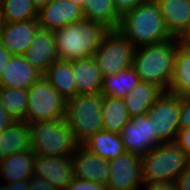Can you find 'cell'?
Returning <instances> with one entry per match:
<instances>
[{
	"mask_svg": "<svg viewBox=\"0 0 190 190\" xmlns=\"http://www.w3.org/2000/svg\"><path fill=\"white\" fill-rule=\"evenodd\" d=\"M117 30L135 48L173 39L156 0H146L123 14Z\"/></svg>",
	"mask_w": 190,
	"mask_h": 190,
	"instance_id": "6da1fadb",
	"label": "cell"
},
{
	"mask_svg": "<svg viewBox=\"0 0 190 190\" xmlns=\"http://www.w3.org/2000/svg\"><path fill=\"white\" fill-rule=\"evenodd\" d=\"M177 54V38L135 49L132 67L140 81L155 84L169 91Z\"/></svg>",
	"mask_w": 190,
	"mask_h": 190,
	"instance_id": "7a4b0ae2",
	"label": "cell"
},
{
	"mask_svg": "<svg viewBox=\"0 0 190 190\" xmlns=\"http://www.w3.org/2000/svg\"><path fill=\"white\" fill-rule=\"evenodd\" d=\"M109 30L101 23L86 19L54 31L57 56L63 61L92 57Z\"/></svg>",
	"mask_w": 190,
	"mask_h": 190,
	"instance_id": "3957f363",
	"label": "cell"
},
{
	"mask_svg": "<svg viewBox=\"0 0 190 190\" xmlns=\"http://www.w3.org/2000/svg\"><path fill=\"white\" fill-rule=\"evenodd\" d=\"M31 149L37 155L70 157L81 143L66 119L28 123Z\"/></svg>",
	"mask_w": 190,
	"mask_h": 190,
	"instance_id": "277c9868",
	"label": "cell"
},
{
	"mask_svg": "<svg viewBox=\"0 0 190 190\" xmlns=\"http://www.w3.org/2000/svg\"><path fill=\"white\" fill-rule=\"evenodd\" d=\"M188 165V156L175 142L161 143L141 156L143 183L176 181Z\"/></svg>",
	"mask_w": 190,
	"mask_h": 190,
	"instance_id": "5b68a950",
	"label": "cell"
},
{
	"mask_svg": "<svg viewBox=\"0 0 190 190\" xmlns=\"http://www.w3.org/2000/svg\"><path fill=\"white\" fill-rule=\"evenodd\" d=\"M104 95L78 94L67 100L66 122L82 144L96 132L103 130L101 116Z\"/></svg>",
	"mask_w": 190,
	"mask_h": 190,
	"instance_id": "8992f818",
	"label": "cell"
},
{
	"mask_svg": "<svg viewBox=\"0 0 190 190\" xmlns=\"http://www.w3.org/2000/svg\"><path fill=\"white\" fill-rule=\"evenodd\" d=\"M66 107L67 99L42 76L28 89L25 121L30 123L64 119Z\"/></svg>",
	"mask_w": 190,
	"mask_h": 190,
	"instance_id": "52a82bcc",
	"label": "cell"
},
{
	"mask_svg": "<svg viewBox=\"0 0 190 190\" xmlns=\"http://www.w3.org/2000/svg\"><path fill=\"white\" fill-rule=\"evenodd\" d=\"M135 49L118 30H109L103 36L93 58L102 76L117 74L132 67Z\"/></svg>",
	"mask_w": 190,
	"mask_h": 190,
	"instance_id": "ba28073f",
	"label": "cell"
},
{
	"mask_svg": "<svg viewBox=\"0 0 190 190\" xmlns=\"http://www.w3.org/2000/svg\"><path fill=\"white\" fill-rule=\"evenodd\" d=\"M154 135L161 143L175 142L180 129V96L164 92L148 109Z\"/></svg>",
	"mask_w": 190,
	"mask_h": 190,
	"instance_id": "9c48e42d",
	"label": "cell"
},
{
	"mask_svg": "<svg viewBox=\"0 0 190 190\" xmlns=\"http://www.w3.org/2000/svg\"><path fill=\"white\" fill-rule=\"evenodd\" d=\"M110 176L107 190H141L143 185L141 156L126 152L109 160Z\"/></svg>",
	"mask_w": 190,
	"mask_h": 190,
	"instance_id": "30bf717a",
	"label": "cell"
},
{
	"mask_svg": "<svg viewBox=\"0 0 190 190\" xmlns=\"http://www.w3.org/2000/svg\"><path fill=\"white\" fill-rule=\"evenodd\" d=\"M126 152L139 156L147 154L161 144L154 135L152 120L147 114L130 118L120 133Z\"/></svg>",
	"mask_w": 190,
	"mask_h": 190,
	"instance_id": "8fae6325",
	"label": "cell"
},
{
	"mask_svg": "<svg viewBox=\"0 0 190 190\" xmlns=\"http://www.w3.org/2000/svg\"><path fill=\"white\" fill-rule=\"evenodd\" d=\"M70 157L75 178L107 184L110 176L109 160L97 156L82 145Z\"/></svg>",
	"mask_w": 190,
	"mask_h": 190,
	"instance_id": "7c38bea8",
	"label": "cell"
},
{
	"mask_svg": "<svg viewBox=\"0 0 190 190\" xmlns=\"http://www.w3.org/2000/svg\"><path fill=\"white\" fill-rule=\"evenodd\" d=\"M33 175L44 178L57 190H65L74 178L71 157L36 154Z\"/></svg>",
	"mask_w": 190,
	"mask_h": 190,
	"instance_id": "4fadbf2b",
	"label": "cell"
},
{
	"mask_svg": "<svg viewBox=\"0 0 190 190\" xmlns=\"http://www.w3.org/2000/svg\"><path fill=\"white\" fill-rule=\"evenodd\" d=\"M83 19L82 8L70 0H51L38 11L40 28L54 32Z\"/></svg>",
	"mask_w": 190,
	"mask_h": 190,
	"instance_id": "5bb4252c",
	"label": "cell"
},
{
	"mask_svg": "<svg viewBox=\"0 0 190 190\" xmlns=\"http://www.w3.org/2000/svg\"><path fill=\"white\" fill-rule=\"evenodd\" d=\"M39 28L38 20L1 22L0 43L11 55H24Z\"/></svg>",
	"mask_w": 190,
	"mask_h": 190,
	"instance_id": "9a60e30c",
	"label": "cell"
},
{
	"mask_svg": "<svg viewBox=\"0 0 190 190\" xmlns=\"http://www.w3.org/2000/svg\"><path fill=\"white\" fill-rule=\"evenodd\" d=\"M43 74L23 55H11L0 77V87L28 90Z\"/></svg>",
	"mask_w": 190,
	"mask_h": 190,
	"instance_id": "2e32d148",
	"label": "cell"
},
{
	"mask_svg": "<svg viewBox=\"0 0 190 190\" xmlns=\"http://www.w3.org/2000/svg\"><path fill=\"white\" fill-rule=\"evenodd\" d=\"M23 56L31 66L44 74L52 63L59 60L54 32L39 28Z\"/></svg>",
	"mask_w": 190,
	"mask_h": 190,
	"instance_id": "e0dca14e",
	"label": "cell"
},
{
	"mask_svg": "<svg viewBox=\"0 0 190 190\" xmlns=\"http://www.w3.org/2000/svg\"><path fill=\"white\" fill-rule=\"evenodd\" d=\"M167 31L182 39L190 29V0H156Z\"/></svg>",
	"mask_w": 190,
	"mask_h": 190,
	"instance_id": "ac0fdd59",
	"label": "cell"
},
{
	"mask_svg": "<svg viewBox=\"0 0 190 190\" xmlns=\"http://www.w3.org/2000/svg\"><path fill=\"white\" fill-rule=\"evenodd\" d=\"M35 153L32 149L13 153L0 161V177L9 184L33 176Z\"/></svg>",
	"mask_w": 190,
	"mask_h": 190,
	"instance_id": "d6986e66",
	"label": "cell"
},
{
	"mask_svg": "<svg viewBox=\"0 0 190 190\" xmlns=\"http://www.w3.org/2000/svg\"><path fill=\"white\" fill-rule=\"evenodd\" d=\"M78 94H97L102 87L103 76L93 56L71 61Z\"/></svg>",
	"mask_w": 190,
	"mask_h": 190,
	"instance_id": "ffe728a7",
	"label": "cell"
},
{
	"mask_svg": "<svg viewBox=\"0 0 190 190\" xmlns=\"http://www.w3.org/2000/svg\"><path fill=\"white\" fill-rule=\"evenodd\" d=\"M168 92L190 97V43L180 39H177V54Z\"/></svg>",
	"mask_w": 190,
	"mask_h": 190,
	"instance_id": "44dd1931",
	"label": "cell"
},
{
	"mask_svg": "<svg viewBox=\"0 0 190 190\" xmlns=\"http://www.w3.org/2000/svg\"><path fill=\"white\" fill-rule=\"evenodd\" d=\"M163 93L164 91L157 85L140 81L137 86L122 98L129 117L146 114L148 109Z\"/></svg>",
	"mask_w": 190,
	"mask_h": 190,
	"instance_id": "7402d4cb",
	"label": "cell"
},
{
	"mask_svg": "<svg viewBox=\"0 0 190 190\" xmlns=\"http://www.w3.org/2000/svg\"><path fill=\"white\" fill-rule=\"evenodd\" d=\"M90 152L103 159H114L126 153L121 135L114 132H96L82 144Z\"/></svg>",
	"mask_w": 190,
	"mask_h": 190,
	"instance_id": "603a6c76",
	"label": "cell"
},
{
	"mask_svg": "<svg viewBox=\"0 0 190 190\" xmlns=\"http://www.w3.org/2000/svg\"><path fill=\"white\" fill-rule=\"evenodd\" d=\"M30 149V133L26 121L15 120L0 136V159Z\"/></svg>",
	"mask_w": 190,
	"mask_h": 190,
	"instance_id": "cb8c5ba5",
	"label": "cell"
},
{
	"mask_svg": "<svg viewBox=\"0 0 190 190\" xmlns=\"http://www.w3.org/2000/svg\"><path fill=\"white\" fill-rule=\"evenodd\" d=\"M44 78L65 99H71L77 95L71 61L58 60L52 63L43 74Z\"/></svg>",
	"mask_w": 190,
	"mask_h": 190,
	"instance_id": "d4e9b609",
	"label": "cell"
},
{
	"mask_svg": "<svg viewBox=\"0 0 190 190\" xmlns=\"http://www.w3.org/2000/svg\"><path fill=\"white\" fill-rule=\"evenodd\" d=\"M82 13L84 19L101 23L108 30L118 29L121 16L112 0H85Z\"/></svg>",
	"mask_w": 190,
	"mask_h": 190,
	"instance_id": "484cf974",
	"label": "cell"
},
{
	"mask_svg": "<svg viewBox=\"0 0 190 190\" xmlns=\"http://www.w3.org/2000/svg\"><path fill=\"white\" fill-rule=\"evenodd\" d=\"M140 82L133 67L121 70L117 74L103 76L100 93L104 96L123 98Z\"/></svg>",
	"mask_w": 190,
	"mask_h": 190,
	"instance_id": "4316f807",
	"label": "cell"
},
{
	"mask_svg": "<svg viewBox=\"0 0 190 190\" xmlns=\"http://www.w3.org/2000/svg\"><path fill=\"white\" fill-rule=\"evenodd\" d=\"M101 116L103 130L120 134L124 125L130 120L122 98L104 96Z\"/></svg>",
	"mask_w": 190,
	"mask_h": 190,
	"instance_id": "83f0119b",
	"label": "cell"
},
{
	"mask_svg": "<svg viewBox=\"0 0 190 190\" xmlns=\"http://www.w3.org/2000/svg\"><path fill=\"white\" fill-rule=\"evenodd\" d=\"M38 10L32 0H2L0 22L14 23L37 20Z\"/></svg>",
	"mask_w": 190,
	"mask_h": 190,
	"instance_id": "f1b7e54d",
	"label": "cell"
},
{
	"mask_svg": "<svg viewBox=\"0 0 190 190\" xmlns=\"http://www.w3.org/2000/svg\"><path fill=\"white\" fill-rule=\"evenodd\" d=\"M28 90L0 87V105L14 120L25 121Z\"/></svg>",
	"mask_w": 190,
	"mask_h": 190,
	"instance_id": "f546056e",
	"label": "cell"
},
{
	"mask_svg": "<svg viewBox=\"0 0 190 190\" xmlns=\"http://www.w3.org/2000/svg\"><path fill=\"white\" fill-rule=\"evenodd\" d=\"M65 190H107V187L101 183L88 182L74 177Z\"/></svg>",
	"mask_w": 190,
	"mask_h": 190,
	"instance_id": "4dcf8cb0",
	"label": "cell"
},
{
	"mask_svg": "<svg viewBox=\"0 0 190 190\" xmlns=\"http://www.w3.org/2000/svg\"><path fill=\"white\" fill-rule=\"evenodd\" d=\"M180 128H190V97L180 96Z\"/></svg>",
	"mask_w": 190,
	"mask_h": 190,
	"instance_id": "1f68e13d",
	"label": "cell"
},
{
	"mask_svg": "<svg viewBox=\"0 0 190 190\" xmlns=\"http://www.w3.org/2000/svg\"><path fill=\"white\" fill-rule=\"evenodd\" d=\"M175 143L190 157V128H180L177 132Z\"/></svg>",
	"mask_w": 190,
	"mask_h": 190,
	"instance_id": "d6a6232c",
	"label": "cell"
},
{
	"mask_svg": "<svg viewBox=\"0 0 190 190\" xmlns=\"http://www.w3.org/2000/svg\"><path fill=\"white\" fill-rule=\"evenodd\" d=\"M117 13L122 16L146 0H112Z\"/></svg>",
	"mask_w": 190,
	"mask_h": 190,
	"instance_id": "836d02e7",
	"label": "cell"
},
{
	"mask_svg": "<svg viewBox=\"0 0 190 190\" xmlns=\"http://www.w3.org/2000/svg\"><path fill=\"white\" fill-rule=\"evenodd\" d=\"M141 190H177L176 181H156L143 183Z\"/></svg>",
	"mask_w": 190,
	"mask_h": 190,
	"instance_id": "e575fe53",
	"label": "cell"
},
{
	"mask_svg": "<svg viewBox=\"0 0 190 190\" xmlns=\"http://www.w3.org/2000/svg\"><path fill=\"white\" fill-rule=\"evenodd\" d=\"M30 190H57L44 178L33 175L29 179Z\"/></svg>",
	"mask_w": 190,
	"mask_h": 190,
	"instance_id": "d590c367",
	"label": "cell"
},
{
	"mask_svg": "<svg viewBox=\"0 0 190 190\" xmlns=\"http://www.w3.org/2000/svg\"><path fill=\"white\" fill-rule=\"evenodd\" d=\"M177 190H190V165L188 164L185 169L180 173L176 179Z\"/></svg>",
	"mask_w": 190,
	"mask_h": 190,
	"instance_id": "8d00e7d4",
	"label": "cell"
},
{
	"mask_svg": "<svg viewBox=\"0 0 190 190\" xmlns=\"http://www.w3.org/2000/svg\"><path fill=\"white\" fill-rule=\"evenodd\" d=\"M13 117L8 114L5 109L0 105V136L3 131L14 122Z\"/></svg>",
	"mask_w": 190,
	"mask_h": 190,
	"instance_id": "74e56055",
	"label": "cell"
},
{
	"mask_svg": "<svg viewBox=\"0 0 190 190\" xmlns=\"http://www.w3.org/2000/svg\"><path fill=\"white\" fill-rule=\"evenodd\" d=\"M11 54L6 50V48L0 43V77L2 75V70L8 62Z\"/></svg>",
	"mask_w": 190,
	"mask_h": 190,
	"instance_id": "f35d334b",
	"label": "cell"
},
{
	"mask_svg": "<svg viewBox=\"0 0 190 190\" xmlns=\"http://www.w3.org/2000/svg\"><path fill=\"white\" fill-rule=\"evenodd\" d=\"M6 185H11V190H30L29 179L14 181Z\"/></svg>",
	"mask_w": 190,
	"mask_h": 190,
	"instance_id": "ab89813d",
	"label": "cell"
},
{
	"mask_svg": "<svg viewBox=\"0 0 190 190\" xmlns=\"http://www.w3.org/2000/svg\"><path fill=\"white\" fill-rule=\"evenodd\" d=\"M34 3V6L39 11L41 8L45 7L48 2L51 0H32Z\"/></svg>",
	"mask_w": 190,
	"mask_h": 190,
	"instance_id": "60d3db41",
	"label": "cell"
},
{
	"mask_svg": "<svg viewBox=\"0 0 190 190\" xmlns=\"http://www.w3.org/2000/svg\"><path fill=\"white\" fill-rule=\"evenodd\" d=\"M70 1H72L74 4L79 5L81 8H83L85 5V0H70Z\"/></svg>",
	"mask_w": 190,
	"mask_h": 190,
	"instance_id": "b9f144b4",
	"label": "cell"
},
{
	"mask_svg": "<svg viewBox=\"0 0 190 190\" xmlns=\"http://www.w3.org/2000/svg\"><path fill=\"white\" fill-rule=\"evenodd\" d=\"M181 40L190 43V29L188 33Z\"/></svg>",
	"mask_w": 190,
	"mask_h": 190,
	"instance_id": "7bdbcfd3",
	"label": "cell"
},
{
	"mask_svg": "<svg viewBox=\"0 0 190 190\" xmlns=\"http://www.w3.org/2000/svg\"><path fill=\"white\" fill-rule=\"evenodd\" d=\"M0 190H11V185H6V184L0 183Z\"/></svg>",
	"mask_w": 190,
	"mask_h": 190,
	"instance_id": "ee69618b",
	"label": "cell"
}]
</instances>
